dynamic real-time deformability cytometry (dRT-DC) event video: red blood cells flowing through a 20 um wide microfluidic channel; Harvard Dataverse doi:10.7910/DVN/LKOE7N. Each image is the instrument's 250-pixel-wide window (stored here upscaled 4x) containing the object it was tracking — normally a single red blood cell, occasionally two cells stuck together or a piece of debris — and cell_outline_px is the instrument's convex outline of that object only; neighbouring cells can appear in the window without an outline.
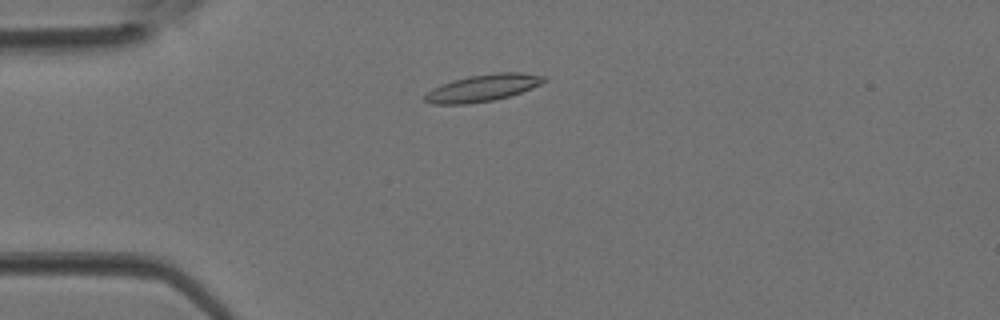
{"species": "Egyptian fruit bat (a non-hibernating species)", "species_latin": "Rousettus aegyptiacus", "temperature_condition": "room temperature", "stored_images_in_passage": 2, "camera_frame_rate_fps": 3000, "um_per_image_px": 0.085, "animal": {"sex": "female"}, "frame": {"image": 1, "passage_image": 2, "time_ms": 0.333, "image_size_px": [1000, 320], "cell_outline_px": [[548, 80], [532, 88], [508, 96], [492, 100], [468, 104], [432, 104], [424, 100], [424, 96], [432, 88], [440, 84], [452, 80], [468, 76], [500, 72], [520, 72], [548, 76]], "centroid_in_image_um": [41.04, 7.46], "position_along_channel_um": 44.0, "area_um2": 18.73}}